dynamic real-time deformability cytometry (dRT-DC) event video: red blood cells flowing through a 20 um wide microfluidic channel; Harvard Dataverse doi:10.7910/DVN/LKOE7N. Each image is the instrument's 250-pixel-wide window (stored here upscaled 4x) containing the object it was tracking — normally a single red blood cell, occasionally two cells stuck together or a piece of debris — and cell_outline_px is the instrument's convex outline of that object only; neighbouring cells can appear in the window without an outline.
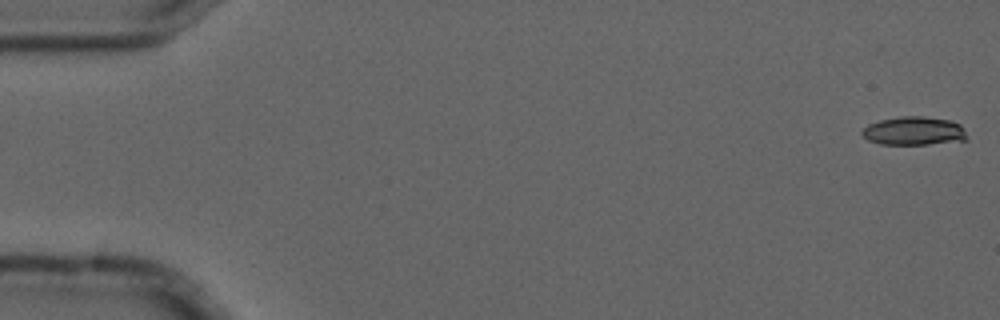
{"species": "common noctule bat (a hibernating species)", "species_latin": "Nyctalus noctula", "temperature_condition": "cold", "stored_images_in_passage": 4, "camera_frame_rate_fps": 3000, "um_per_image_px": 0.085, "animal": {"sex": "male", "forearm_length_mm": 52.5}, "frame": {"image": 1, "passage_image": 1, "time_ms": 0.0, "image_size_px": [1000, 320], "cell_outline_px": [[968, 140], [928, 144], [880, 144], [868, 140], [860, 132], [868, 124], [880, 120], [904, 116], [924, 116], [952, 120], [960, 124], [964, 128], [968, 136]], "centroid_in_image_um": [77.73, 11.13], "position_along_channel_um": 7.3, "area_um2": 17.57}}